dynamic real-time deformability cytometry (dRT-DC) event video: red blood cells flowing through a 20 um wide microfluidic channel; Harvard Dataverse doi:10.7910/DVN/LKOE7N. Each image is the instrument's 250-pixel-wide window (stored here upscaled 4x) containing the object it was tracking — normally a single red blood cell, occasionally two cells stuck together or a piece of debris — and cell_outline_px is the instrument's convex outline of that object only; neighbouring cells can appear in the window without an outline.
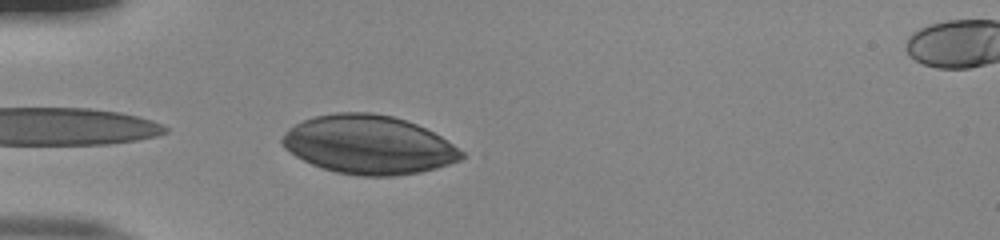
{"species": "human", "species_latin": "Homo sapiens", "temperature_condition": "room temperature", "stored_images_in_passage": 25, "camera_frame_rate_fps": 3000, "um_per_image_px": 0.085, "donor": {"sex": "male"}, "frame": {"image": 1, "passage_image": 1, "time_ms": 0.0, "image_size_px": [1000, 240], "cell_outline_px": [[468, 156], [460, 160], [436, 168], [420, 172], [392, 176], [360, 176], [336, 172], [312, 164], [296, 156], [284, 148], [280, 144], [280, 140], [284, 132], [288, 128], [304, 120], [316, 116], [336, 112], [372, 112], [392, 116], [416, 124], [440, 136], [464, 152]], "centroid_in_image_um": [31.32, 12.3], "position_along_channel_um": 53.7, "area_um2": 61.21}}
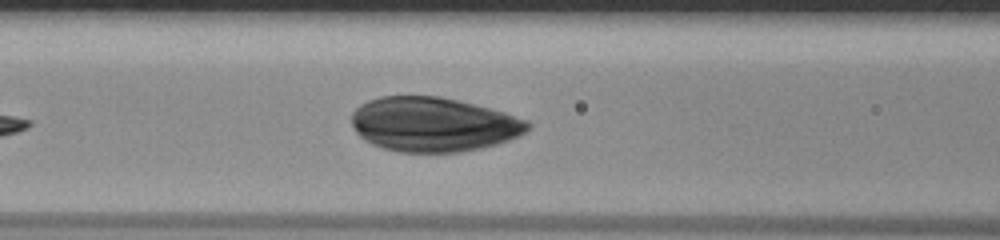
{"frame": {"image": 2, "passage_image": 8, "time_ms": 2.333, "image_size_px": [1000, 240], "cell_outline_px": [[532, 124], [520, 136], [496, 144], [480, 148], [460, 152], [400, 152], [384, 148], [372, 144], [364, 140], [356, 132], [352, 124], [352, 112], [360, 104], [368, 100], [380, 96], [440, 96], [504, 112], [528, 120]], "centroid_in_image_um": [36.82, 10.57], "position_along_channel_um": 129.8, "area_um2": 55.78}}
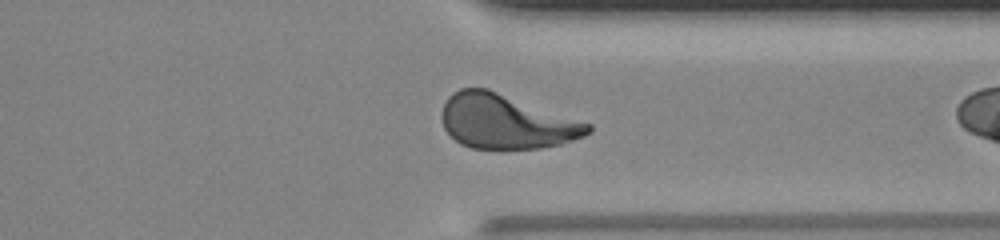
{"frame": {"image": 3, "passage_image": 23, "time_ms": 7.333, "image_size_px": [1000, 240], "cell_outline_px": [[592, 132], [584, 136], [560, 144], [540, 148], [472, 148], [460, 144], [444, 128], [440, 116], [444, 104], [448, 96], [452, 92], [460, 88], [488, 88], [592, 124]], "centroid_in_image_um": [43.01, 10.32], "position_along_channel_um": 368.4, "area_um2": 46.3}}